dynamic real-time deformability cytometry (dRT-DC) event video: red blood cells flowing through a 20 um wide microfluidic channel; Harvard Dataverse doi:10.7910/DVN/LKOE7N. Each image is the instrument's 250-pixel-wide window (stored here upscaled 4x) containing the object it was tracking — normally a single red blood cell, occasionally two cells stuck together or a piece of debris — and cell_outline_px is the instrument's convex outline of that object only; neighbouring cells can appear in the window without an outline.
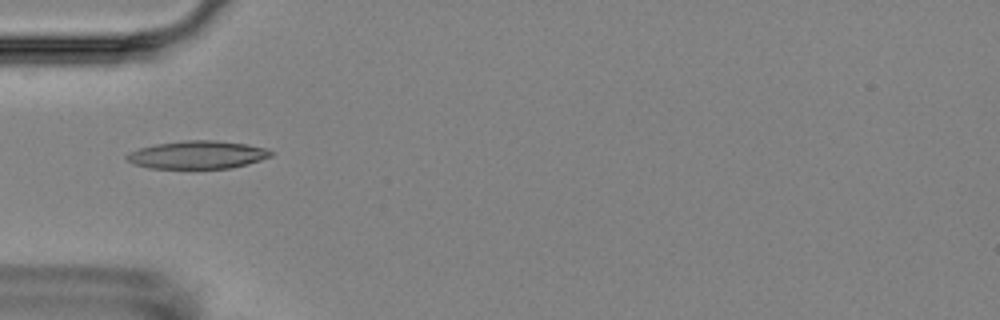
{"species": "Egyptian fruit bat (a non-hibernating species)", "species_latin": "Rousettus aegyptiacus", "temperature_condition": "room temperature", "stored_images_in_passage": 7, "camera_frame_rate_fps": 3000, "um_per_image_px": 0.085, "animal": {"sex": "female"}, "frame": {"image": 1, "passage_image": 1, "time_ms": 0.0, "image_size_px": [1000, 320], "cell_outline_px": [[272, 156], [248, 164], [232, 168], [148, 168], [132, 164], [124, 156], [128, 152], [140, 148], [156, 144], [184, 140], [216, 140], [248, 144], [264, 148], [272, 152]], "centroid_in_image_um": [16.76, 13.16], "position_along_channel_um": 68.2, "area_um2": 23.52}}
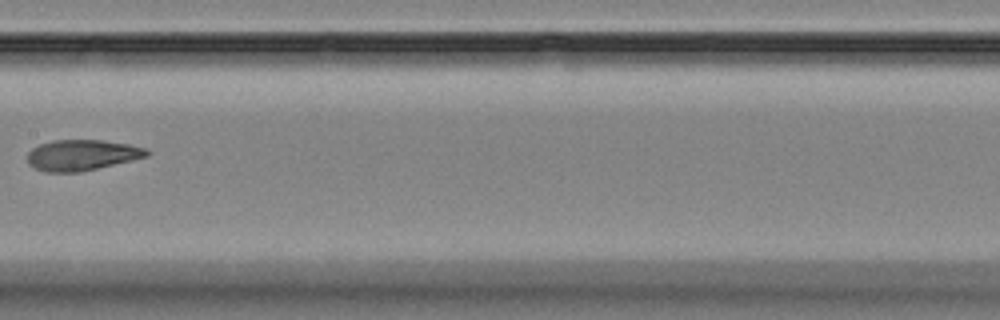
{"frame": {"image": 2, "passage_image": 4, "time_ms": 3.667, "image_size_px": [1000, 320], "cell_outline_px": [[152, 152], [148, 156], [80, 172], [44, 172], [28, 164], [28, 152], [32, 148], [40, 144], [52, 140], [100, 140], [128, 144], [144, 148]], "centroid_in_image_um": [6.94, 13.18], "position_along_channel_um": 200.5, "area_um2": 21.27}}
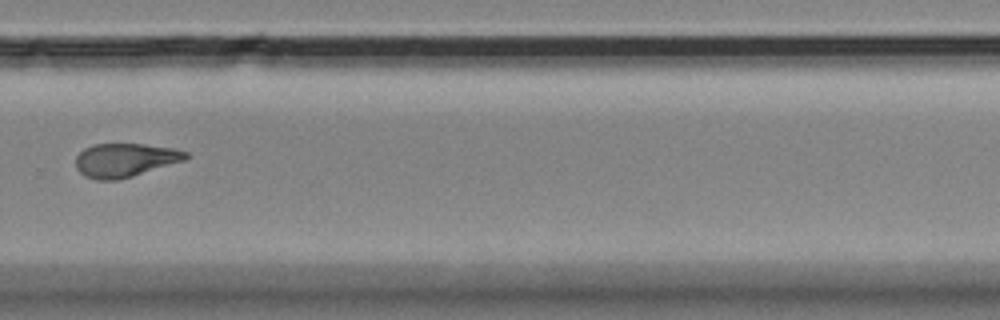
{"frame": {"image": 3, "passage_image": 7, "time_ms": 7.0, "image_size_px": [1000, 320], "cell_outline_px": [[188, 156], [184, 160], [132, 176], [116, 180], [96, 180], [84, 176], [76, 168], [76, 156], [84, 148], [92, 144], [144, 144], [176, 148], [188, 152]], "centroid_in_image_um": [10.6, 13.6], "position_along_channel_um": 319.2, "area_um2": 21.56}}